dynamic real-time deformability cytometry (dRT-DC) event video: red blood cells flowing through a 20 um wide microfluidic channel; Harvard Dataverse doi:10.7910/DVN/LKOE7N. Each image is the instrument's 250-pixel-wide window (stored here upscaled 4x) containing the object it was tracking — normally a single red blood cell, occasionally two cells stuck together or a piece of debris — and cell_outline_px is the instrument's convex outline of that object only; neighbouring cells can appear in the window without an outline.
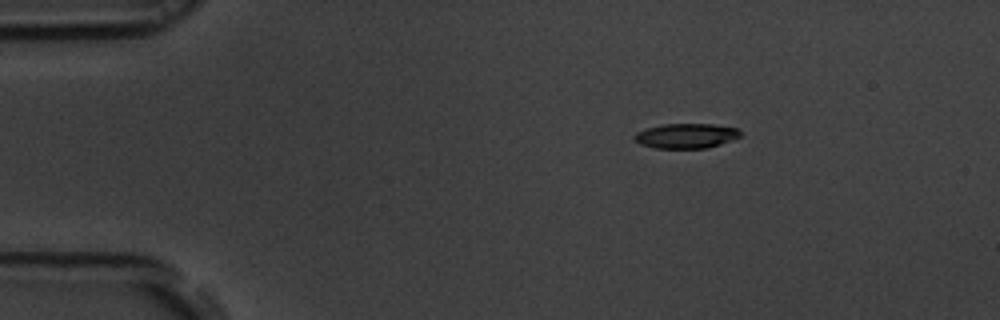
{"species": "common noctule bat (a hibernating species)", "species_latin": "Nyctalus noctula", "temperature_condition": "room temperature", "stored_images_in_passage": 47, "camera_frame_rate_fps": 3000, "um_per_image_px": 0.085, "animal": {"sex": "male", "body_mass_g": 19.5, "forearm_length_mm": 54.6}, "frame": {"image": 1, "passage_image": 1, "time_ms": 0.0, "image_size_px": [1000, 320], "cell_outline_px": [[740, 136], [732, 140], [708, 148], [656, 148], [640, 144], [632, 136], [636, 132], [648, 128], [664, 124], [712, 124], [736, 128], [740, 132]], "centroid_in_image_um": [58.31, 11.55], "position_along_channel_um": 26.7, "area_um2": 15.2}}
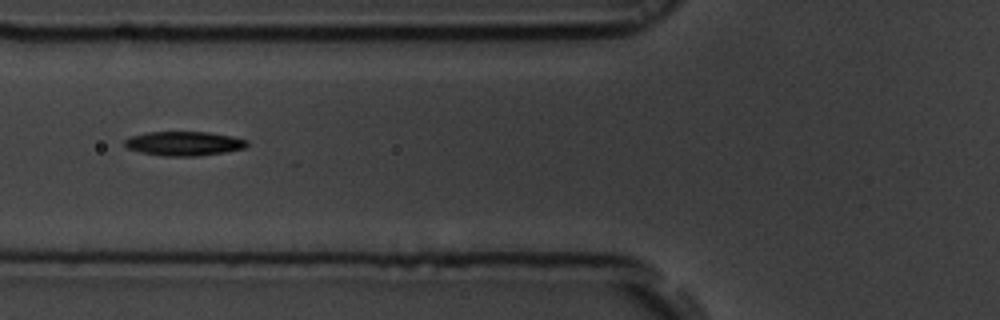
{"frame": {"image": 2, "passage_image": 13, "time_ms": 4.0, "image_size_px": [1000, 320], "cell_outline_px": [[248, 144], [244, 148], [224, 152], [196, 156], [164, 156], [140, 152], [128, 148], [124, 144], [124, 140], [128, 136], [148, 132], [208, 132], [232, 136], [248, 140]], "centroid_in_image_um": [15.62, 12.19], "position_along_channel_um": 110.2, "area_um2": 17.28}}
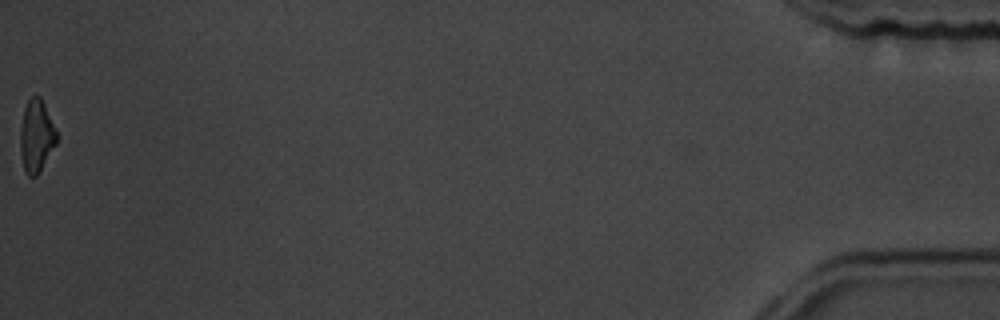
{"frame": {"image": 3, "passage_image": 47, "time_ms": 15.333, "image_size_px": [1000, 320], "cell_outline_px": [[56, 144], [40, 172], [36, 176], [28, 176], [24, 172], [20, 152], [20, 128], [24, 108], [28, 100], [32, 96], [40, 96], [56, 128]], "centroid_in_image_um": [3.08, 11.59], "position_along_channel_um": 432.1, "area_um2": 15.43}, "authors_computed_cell_mechanics": {"area_um2": 16.7042, "velocity_mm_per_s": 3.7258, "shape_relaxation_time_tau1_ms": 3.197, "shape_relaxation_time_tau2_ms": 9.1393, "deformation_change_tau1": 0.1141, "deformation_change_tau2": 0.183}}